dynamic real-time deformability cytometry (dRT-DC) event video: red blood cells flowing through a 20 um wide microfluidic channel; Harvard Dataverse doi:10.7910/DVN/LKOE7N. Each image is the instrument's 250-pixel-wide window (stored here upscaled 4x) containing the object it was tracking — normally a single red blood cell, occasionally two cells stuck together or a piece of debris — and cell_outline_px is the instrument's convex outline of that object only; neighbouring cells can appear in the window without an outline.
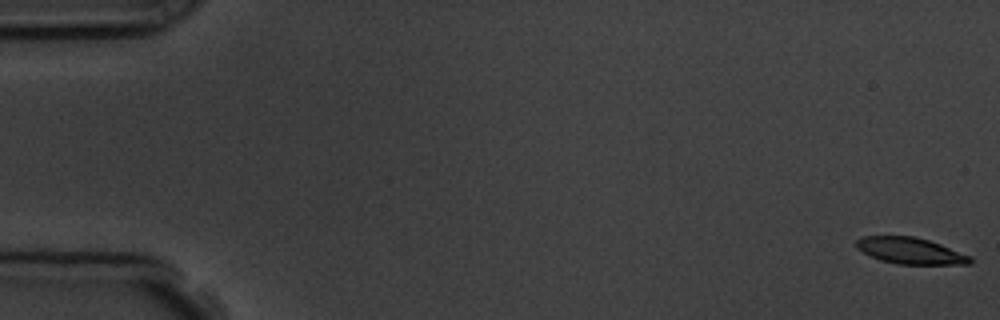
{"species": "common noctule bat (a hibernating species)", "species_latin": "Nyctalus noctula", "temperature_condition": "room temperature", "stored_images_in_passage": 5, "camera_frame_rate_fps": 3000, "um_per_image_px": 0.085, "animal": {"sex": "male", "body_mass_g": 19.5, "forearm_length_mm": 54.6}, "frame": {"image": 1, "passage_image": 1, "time_ms": 0.0, "image_size_px": [1000, 320], "cell_outline_px": [[972, 264], [896, 264], [880, 260], [856, 248], [856, 240], [864, 236], [912, 236], [928, 240], [940, 244], [972, 256]], "centroid_in_image_um": [77.4, 21.32], "position_along_channel_um": 7.6, "area_um2": 17.4}}
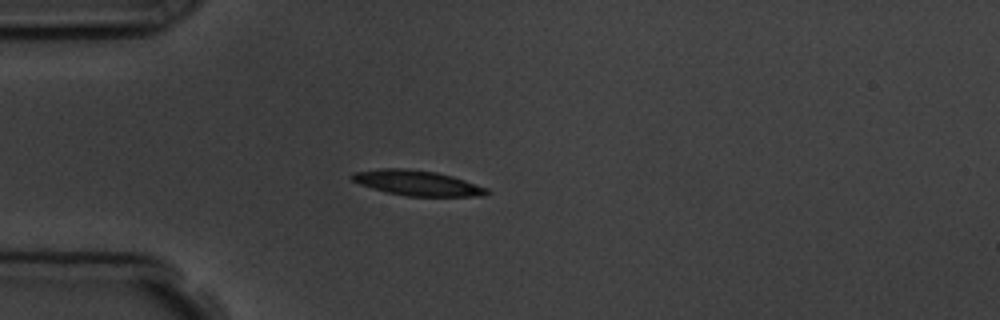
{"frame": {"image": 2, "passage_image": 5, "time_ms": 4.667, "image_size_px": [1000, 320], "cell_outline_px": [[492, 192], [484, 196], [408, 196], [388, 192], [372, 188], [360, 184], [352, 180], [348, 176], [352, 172], [384, 168], [400, 168], [436, 172], [452, 176], [488, 188]], "centroid_in_image_um": [35.47, 15.55], "position_along_channel_um": 49.5, "area_um2": 19.71}}